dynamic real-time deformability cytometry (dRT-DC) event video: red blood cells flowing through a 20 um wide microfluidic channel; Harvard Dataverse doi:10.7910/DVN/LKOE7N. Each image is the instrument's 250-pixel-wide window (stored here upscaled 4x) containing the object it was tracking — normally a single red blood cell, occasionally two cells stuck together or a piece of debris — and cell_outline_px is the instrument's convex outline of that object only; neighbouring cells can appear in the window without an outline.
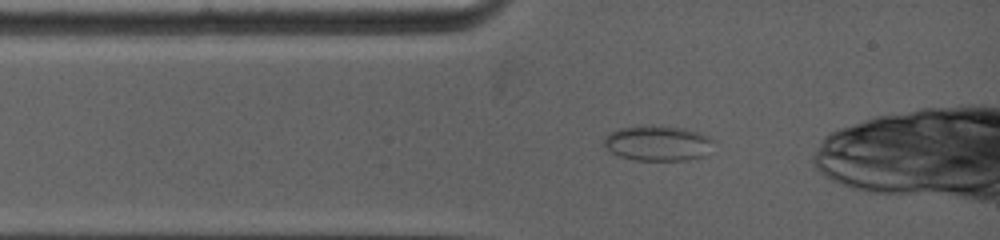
{"species": "common noctule bat (a hibernating species)", "species_latin": "Nyctalus noctula", "temperature_condition": "warm", "stored_images_in_passage": 9, "camera_frame_rate_fps": 5000, "um_per_image_px": 0.085, "animal": {"sex": "female", "body_mass_g": 19.0, "forearm_length_mm": 53.3}, "frame": {"image": 1, "passage_image": 2, "time_ms": 0.8, "image_size_px": [1000, 240], "cell_outline_px": [[716, 140], [704, 156], [688, 160], [632, 160], [620, 156], [612, 152], [604, 144], [604, 140], [616, 128], [640, 124], [660, 124], [684, 128], [700, 132]], "centroid_in_image_um": [55.94, 12.13], "position_along_channel_um": 29.1, "area_um2": 23.0}}
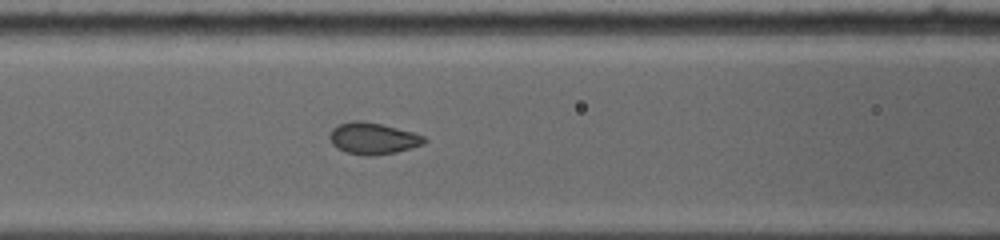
{"frame": {"image": 2, "passage_image": 6, "time_ms": 3.6, "image_size_px": [1000, 240], "cell_outline_px": [[428, 140], [424, 144], [412, 148], [396, 152], [372, 156], [368, 156], [344, 152], [336, 148], [332, 144], [328, 136], [332, 128], [340, 124], [352, 120], [360, 120], [380, 124], [412, 132], [424, 136]], "centroid_in_image_um": [31.68, 11.77], "position_along_channel_um": 134.9, "area_um2": 17.51}}
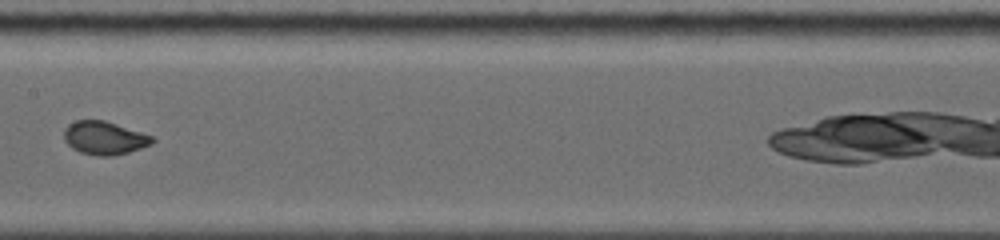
{"frame": {"image": 3, "passage_image": 8, "time_ms": 5.2, "image_size_px": [1000, 240], "cell_outline_px": [[156, 140], [152, 144], [128, 152], [112, 156], [96, 156], [80, 152], [72, 148], [64, 140], [64, 128], [68, 124], [76, 120], [104, 120], [152, 136]], "centroid_in_image_um": [8.85, 11.73], "position_along_channel_um": 198.6, "area_um2": 17.05}}